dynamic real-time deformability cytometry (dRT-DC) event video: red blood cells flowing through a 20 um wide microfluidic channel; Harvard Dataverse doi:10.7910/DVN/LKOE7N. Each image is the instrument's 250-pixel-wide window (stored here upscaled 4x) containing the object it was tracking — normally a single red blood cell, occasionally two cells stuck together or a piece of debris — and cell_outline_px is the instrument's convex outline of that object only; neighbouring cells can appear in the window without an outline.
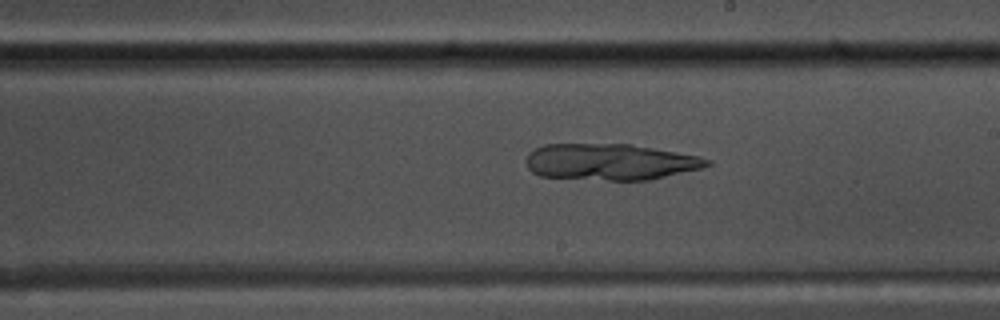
{"species": "common noctule bat (a hibernating species)", "species_latin": "Nyctalus noctula", "temperature_condition": "warm", "stored_images_in_passage": 52, "camera_frame_rate_fps": 3000, "um_per_image_px": 0.085, "animal": {"sex": "male", "body_mass_g": 17.5, "forearm_length_mm": 52.3}, "frame": {"image": 1, "passage_image": 30, "time_ms": 9.667, "image_size_px": [1000, 320], "cell_outline_px": [[712, 164], [700, 168], [648, 180], [608, 180], [540, 176], [532, 172], [528, 168], [528, 152], [544, 144], [632, 144], [700, 156], [712, 160]], "centroid_in_image_um": [51.88, 13.75], "position_along_channel_um": 237.1, "area_um2": 38.15}}